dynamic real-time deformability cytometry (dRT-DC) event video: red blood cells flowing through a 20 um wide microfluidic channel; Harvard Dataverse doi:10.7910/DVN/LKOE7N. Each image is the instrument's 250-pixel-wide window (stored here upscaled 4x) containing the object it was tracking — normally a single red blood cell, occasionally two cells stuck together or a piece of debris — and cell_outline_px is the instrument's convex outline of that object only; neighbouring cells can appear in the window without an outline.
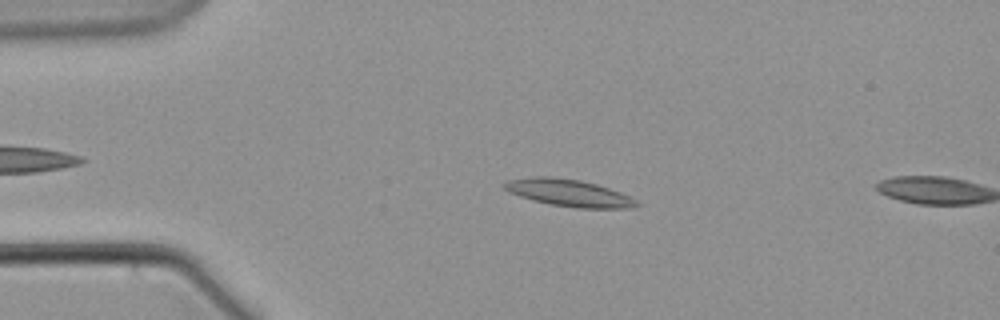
{"species": "common noctule bat (a hibernating species)", "species_latin": "Nyctalus noctula", "temperature_condition": "warm", "stored_images_in_passage": 17, "camera_frame_rate_fps": 3000, "um_per_image_px": 0.085, "animal": {"sex": "male", "body_mass_g": 21.5, "forearm_length_mm": 52.0}, "frame": {"image": 1, "passage_image": 15, "time_ms": 4.667, "image_size_px": [1000, 320], "cell_outline_px": [[640, 204], [632, 208], [576, 208], [548, 204], [532, 200], [508, 192], [500, 184], [508, 180], [532, 176], [552, 176], [580, 180], [596, 184], [620, 192], [636, 200]], "centroid_in_image_um": [48.3, 16.39], "position_along_channel_um": 36.7, "area_um2": 20.98}}